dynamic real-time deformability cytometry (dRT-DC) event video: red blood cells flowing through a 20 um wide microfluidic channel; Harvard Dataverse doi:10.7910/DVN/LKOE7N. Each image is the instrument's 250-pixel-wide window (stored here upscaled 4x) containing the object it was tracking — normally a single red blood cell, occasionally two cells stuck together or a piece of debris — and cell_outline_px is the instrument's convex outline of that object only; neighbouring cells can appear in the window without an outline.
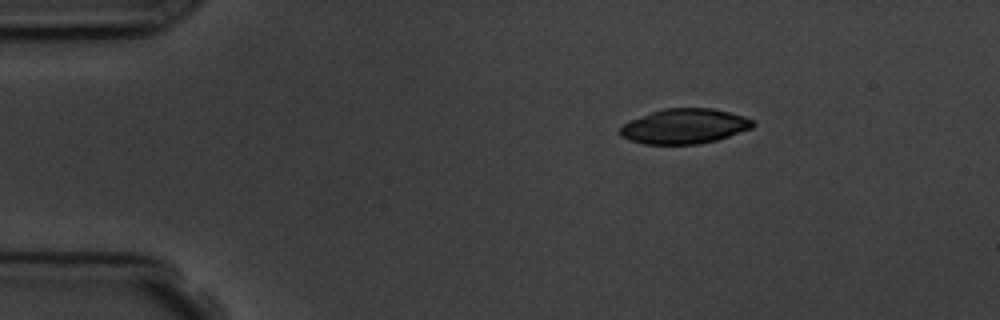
{"species": "common noctule bat (a hibernating species)", "species_latin": "Nyctalus noctula", "temperature_condition": "room temperature", "stored_images_in_passage": 3, "camera_frame_rate_fps": 3000, "um_per_image_px": 0.085, "animal": {"sex": "male", "body_mass_g": 19.5, "forearm_length_mm": 54.6}, "frame": {"image": 1, "passage_image": 1, "time_ms": 0.0, "image_size_px": [1000, 320], "cell_outline_px": [[756, 124], [752, 128], [716, 140], [700, 144], [644, 144], [620, 136], [620, 128], [624, 124], [632, 120], [652, 112], [664, 108], [712, 108], [744, 116], [752, 120]], "centroid_in_image_um": [58.2, 10.73], "position_along_channel_um": 26.8, "area_um2": 26.76}}